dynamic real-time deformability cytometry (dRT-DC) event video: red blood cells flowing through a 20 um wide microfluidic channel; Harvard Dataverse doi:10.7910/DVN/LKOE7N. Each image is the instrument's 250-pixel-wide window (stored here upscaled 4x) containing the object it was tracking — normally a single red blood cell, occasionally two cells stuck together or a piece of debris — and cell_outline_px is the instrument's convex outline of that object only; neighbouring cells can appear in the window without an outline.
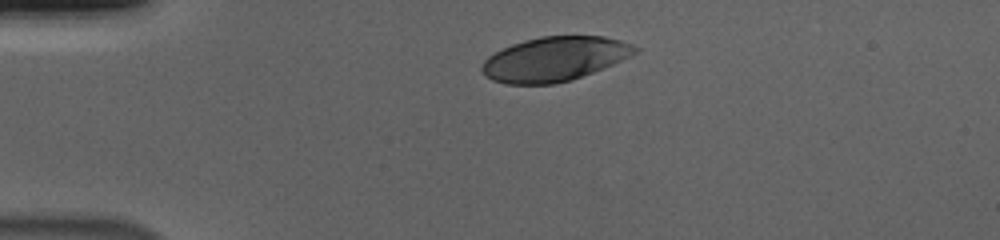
{"species": "human", "species_latin": "Homo sapiens", "temperature_condition": "cold", "stored_images_in_passage": 36, "camera_frame_rate_fps": 3000, "um_per_image_px": 0.085, "donor": {"sex": "male"}, "frame": {"image": 1, "passage_image": 1, "time_ms": 0.0, "image_size_px": [1000, 240], "cell_outline_px": [[640, 48], [636, 52], [612, 64], [572, 80], [552, 84], [504, 84], [492, 80], [480, 68], [484, 60], [488, 56], [512, 44], [524, 40], [540, 36], [604, 36], [620, 40], [632, 44]], "centroid_in_image_um": [47.12, 5.01], "position_along_channel_um": 37.9, "area_um2": 39.25}}
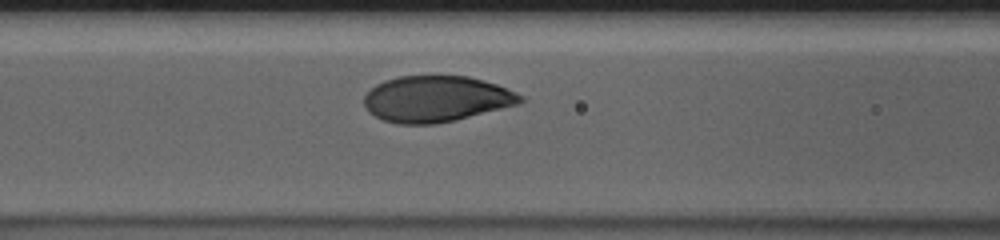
{"frame": {"image": 2, "passage_image": 12, "time_ms": 3.667, "image_size_px": [1000, 240], "cell_outline_px": [[524, 100], [516, 104], [456, 120], [436, 124], [396, 124], [384, 120], [368, 112], [364, 104], [364, 96], [376, 84], [384, 80], [400, 76], [468, 76], [496, 84], [516, 92], [524, 96]], "centroid_in_image_um": [37.05, 8.41], "position_along_channel_um": 129.5, "area_um2": 41.79}}
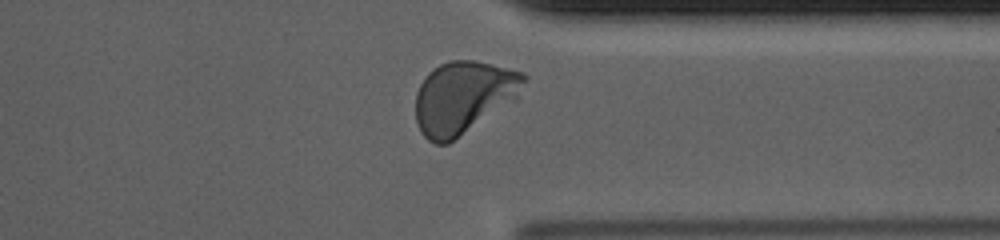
{"frame": {"image": 3, "passage_image": 32, "time_ms": 10.333, "image_size_px": [1000, 240], "cell_outline_px": [[528, 76], [516, 100], [448, 144], [436, 144], [428, 140], [420, 132], [416, 120], [416, 92], [420, 84], [428, 72], [432, 68], [448, 60], [472, 60], [492, 64], [524, 72]], "centroid_in_image_um": [39.39, 8.27], "position_along_channel_um": 372.0, "area_um2": 46.07}, "authors_computed_cell_mechanics": {"area_um2": 42.4541, "velocity_mm_per_s": 3.6539, "shape_relaxation_time_tau1_ms": 2.2458, "shape_relaxation_time_tau2_ms": null, "deformation_change_tau1": 0.1553, "deformation_change_tau2": null}}